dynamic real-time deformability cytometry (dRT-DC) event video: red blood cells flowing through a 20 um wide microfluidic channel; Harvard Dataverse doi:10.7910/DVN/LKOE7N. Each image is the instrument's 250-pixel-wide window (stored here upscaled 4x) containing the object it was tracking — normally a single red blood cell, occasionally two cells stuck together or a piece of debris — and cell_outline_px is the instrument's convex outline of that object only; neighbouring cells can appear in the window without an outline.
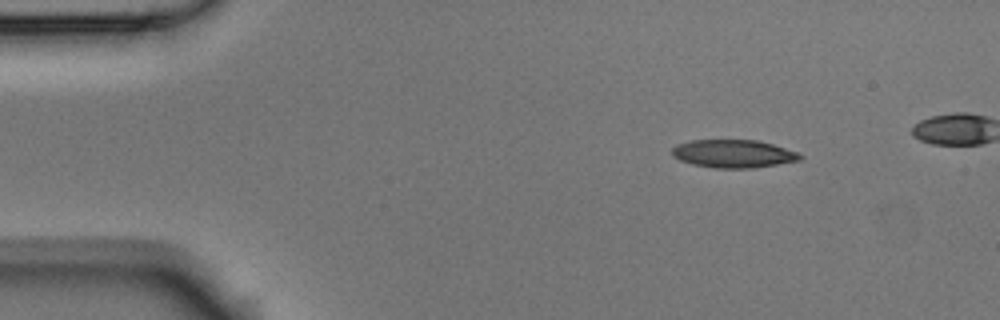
{"species": "Egyptian fruit bat (a non-hibernating species)", "species_latin": "Rousettus aegyptiacus", "temperature_condition": "room temperature", "stored_images_in_passage": 5, "camera_frame_rate_fps": 3000, "um_per_image_px": 0.085, "animal": {"sex": "male"}, "frame": {"image": 1, "passage_image": 1, "time_ms": 0.0, "image_size_px": [1000, 320], "cell_outline_px": [[804, 156], [800, 160], [752, 168], [716, 168], [692, 164], [680, 160], [672, 156], [672, 148], [676, 144], [692, 140], [756, 140], [772, 144], [800, 152]], "centroid_in_image_um": [62.34, 13.06], "position_along_channel_um": 22.7, "area_um2": 20.92}}
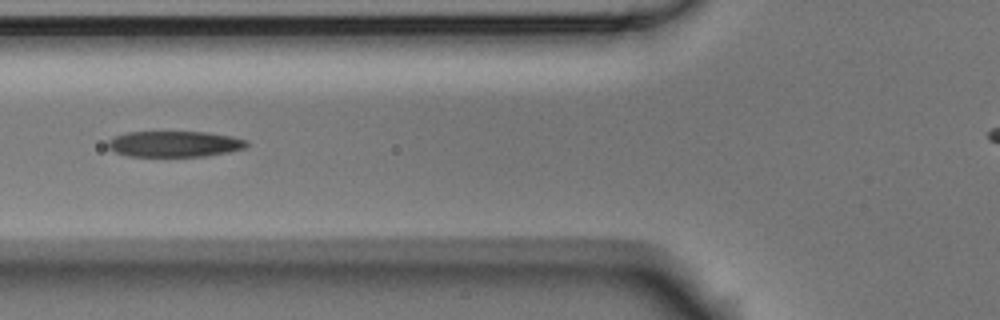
{"frame": {"image": 2, "passage_image": 5, "time_ms": 1.333, "image_size_px": [1000, 320], "cell_outline_px": [[248, 144], [244, 148], [228, 152], [204, 156], [128, 156], [116, 152], [108, 148], [108, 140], [116, 136], [128, 132], [208, 132], [232, 136], [248, 140]], "centroid_in_image_um": [14.85, 12.23], "position_along_channel_um": 110.9, "area_um2": 20.87}}